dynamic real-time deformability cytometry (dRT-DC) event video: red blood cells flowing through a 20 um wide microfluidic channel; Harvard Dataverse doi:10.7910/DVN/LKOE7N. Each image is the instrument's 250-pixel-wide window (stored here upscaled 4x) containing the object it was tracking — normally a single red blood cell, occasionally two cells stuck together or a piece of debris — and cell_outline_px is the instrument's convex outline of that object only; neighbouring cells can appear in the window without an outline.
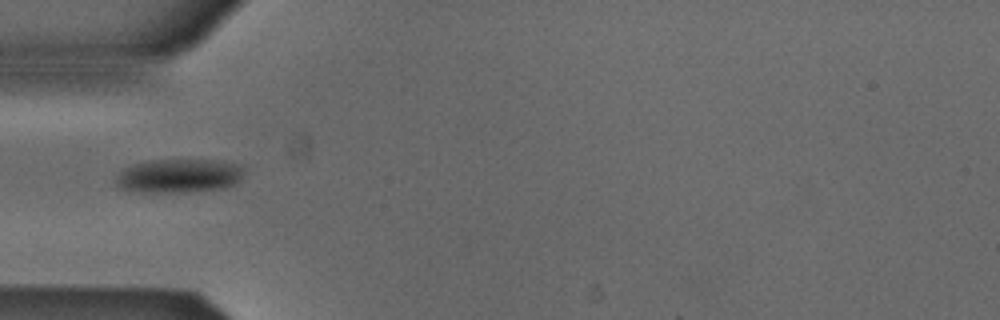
{"species": "Egyptian fruit bat (a non-hibernating species)", "species_latin": "Rousettus aegyptiacus", "temperature_condition": "cold", "stored_images_in_passage": 37, "camera_frame_rate_fps": 3000, "um_per_image_px": 0.085, "animal": {"sex": "male"}, "frame": {"image": 1, "passage_image": 1, "time_ms": 0.0, "image_size_px": [1000, 320], "cell_outline_px": [[244, 172], [232, 184], [224, 188], [188, 192], [144, 192], [116, 188], [116, 176], [124, 168], [148, 160], [216, 160], [236, 164], [244, 168]], "centroid_in_image_um": [15.16, 14.95], "position_along_channel_um": 69.8, "area_um2": 25.09}}
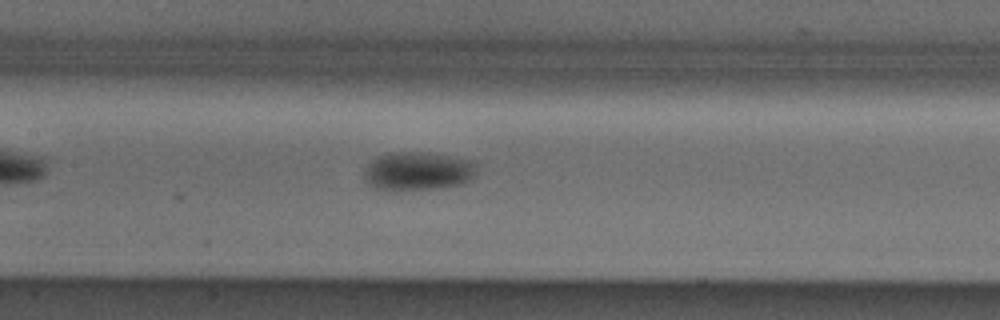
{"frame": {"image": 2, "passage_image": 9, "time_ms": 2.667, "image_size_px": [1000, 320], "cell_outline_px": [[476, 164], [472, 176], [468, 180], [460, 184], [440, 188], [396, 192], [392, 192], [376, 188], [368, 184], [364, 180], [364, 172], [372, 160], [376, 156], [388, 152], [424, 152], [472, 160]], "centroid_in_image_um": [35.44, 14.57], "position_along_channel_um": 172.0, "area_um2": 25.55}}
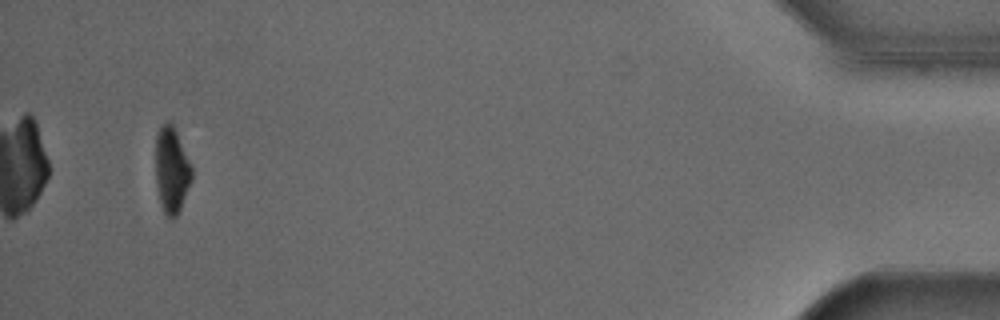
{"frame": {"image": 3, "passage_image": 35, "time_ms": 11.333, "image_size_px": [1000, 320], "cell_outline_px": [[192, 180], [180, 208], [176, 216], [172, 220], [164, 216], [160, 204], [156, 188], [156, 136], [160, 128], [168, 120], [172, 124], [176, 132], [192, 168]], "centroid_in_image_um": [14.57, 14.53], "position_along_channel_um": 420.6, "area_um2": 18.03}, "authors_computed_cell_mechanics": {"area_um2": 22.253, "velocity_mm_per_s": 3.8261, "shape_relaxation_time_tau1_ms": 1.3908, "shape_relaxation_time_tau2_ms": null, "deformation_change_tau1": 0.0806, "deformation_change_tau2": null}}